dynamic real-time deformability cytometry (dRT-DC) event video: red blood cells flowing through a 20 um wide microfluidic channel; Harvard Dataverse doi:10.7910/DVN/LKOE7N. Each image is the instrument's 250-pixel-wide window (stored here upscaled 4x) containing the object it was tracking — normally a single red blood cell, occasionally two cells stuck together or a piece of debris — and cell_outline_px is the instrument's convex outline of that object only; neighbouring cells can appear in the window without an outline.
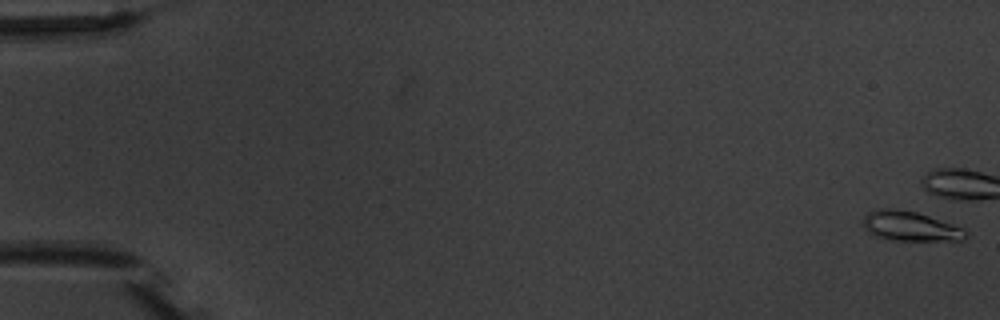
{"species": "common noctule bat (a hibernating species)", "species_latin": "Nyctalus noctula", "temperature_condition": "warm", "stored_images_in_passage": 6, "camera_frame_rate_fps": 3000, "um_per_image_px": 0.085, "animal": {"sex": "male", "body_mass_g": 20.1, "forearm_length_mm": 53.5}, "frame": {"image": 1, "passage_image": 1, "time_ms": 0.0, "image_size_px": [1000, 320], "cell_outline_px": [[968, 236], [964, 240], [888, 240], [876, 236], [868, 232], [864, 228], [864, 216], [872, 208], [896, 208], [916, 212], [964, 228], [968, 232]], "centroid_in_image_um": [77.35, 19.22], "position_along_channel_um": 7.7, "area_um2": 17.86}}